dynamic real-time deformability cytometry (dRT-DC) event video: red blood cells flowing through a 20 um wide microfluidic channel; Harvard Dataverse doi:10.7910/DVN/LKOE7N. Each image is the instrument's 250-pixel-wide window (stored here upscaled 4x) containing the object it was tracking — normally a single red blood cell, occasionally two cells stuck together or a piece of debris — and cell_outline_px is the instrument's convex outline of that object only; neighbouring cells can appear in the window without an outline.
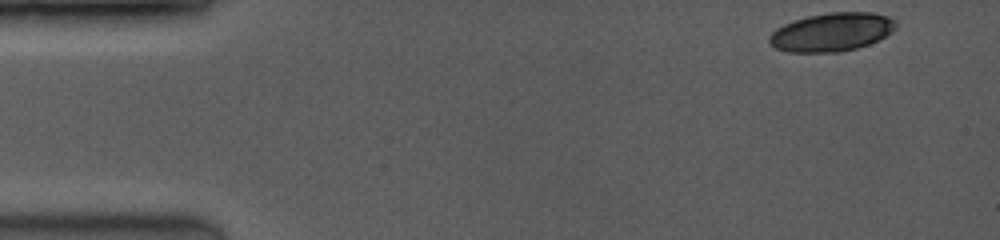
{"species": "common noctule bat (a hibernating species)", "species_latin": "Nyctalus noctula", "temperature_condition": "room temperature", "stored_images_in_passage": 14, "camera_frame_rate_fps": 3500, "um_per_image_px": 0.085, "animal": {"sex": "female", "body_mass_g": 19.0, "forearm_length_mm": 53.3}, "frame": {"image": 1, "passage_image": 1, "time_ms": 0.0, "image_size_px": [1000, 240], "cell_outline_px": [[896, 28], [892, 32], [880, 40], [856, 48], [840, 52], [788, 52], [776, 48], [768, 40], [772, 32], [776, 28], [784, 24], [808, 16], [828, 12], [872, 12], [888, 16], [896, 20]], "centroid_in_image_um": [70.74, 2.72], "position_along_channel_um": 14.3, "area_um2": 28.44}}
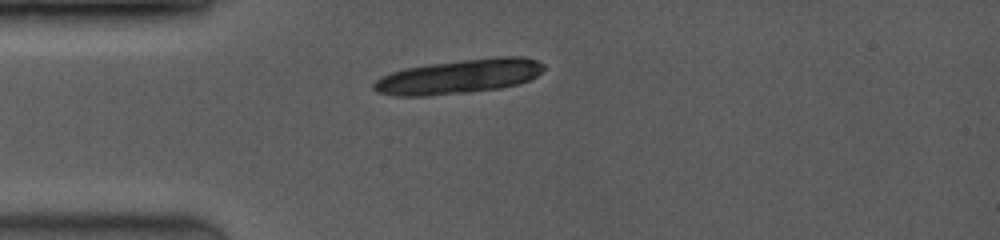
{"frame": {"image": 2, "passage_image": 13, "time_ms": 3.143, "image_size_px": [1000, 240], "cell_outline_px": [[544, 68], [536, 76], [528, 80], [516, 84], [500, 88], [468, 92], [428, 96], [396, 96], [376, 92], [372, 88], [372, 84], [376, 80], [392, 72], [404, 68], [432, 64], [464, 60], [500, 56], [520, 56], [536, 60], [544, 64]], "centroid_in_image_um": [38.99, 6.51], "position_along_channel_um": 46.0, "area_um2": 33.7}}